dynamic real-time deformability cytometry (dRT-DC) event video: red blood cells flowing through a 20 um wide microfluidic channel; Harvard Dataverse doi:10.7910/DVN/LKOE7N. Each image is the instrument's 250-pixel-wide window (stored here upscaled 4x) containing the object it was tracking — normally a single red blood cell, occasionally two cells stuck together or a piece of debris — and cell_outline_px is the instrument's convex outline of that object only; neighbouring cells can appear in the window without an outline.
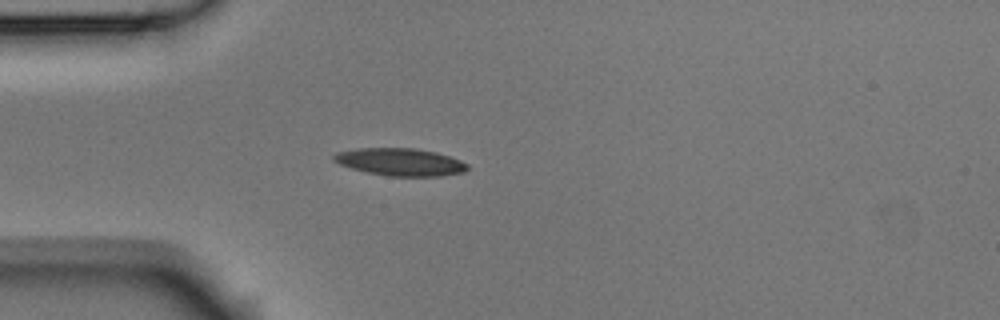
{"species": "Egyptian fruit bat (a non-hibernating species)", "species_latin": "Rousettus aegyptiacus", "temperature_condition": "room temperature", "stored_images_in_passage": 4, "camera_frame_rate_fps": 3000, "um_per_image_px": 0.085, "animal": {"sex": "male"}, "frame": {"image": 1, "passage_image": 4, "time_ms": 1.0, "image_size_px": [1000, 320], "cell_outline_px": [[468, 168], [464, 172], [440, 176], [388, 176], [368, 172], [352, 168], [340, 164], [332, 160], [332, 156], [336, 152], [360, 148], [416, 148], [436, 152], [460, 160], [468, 164]], "centroid_in_image_um": [34.02, 13.76], "position_along_channel_um": 51.0, "area_um2": 21.33}}